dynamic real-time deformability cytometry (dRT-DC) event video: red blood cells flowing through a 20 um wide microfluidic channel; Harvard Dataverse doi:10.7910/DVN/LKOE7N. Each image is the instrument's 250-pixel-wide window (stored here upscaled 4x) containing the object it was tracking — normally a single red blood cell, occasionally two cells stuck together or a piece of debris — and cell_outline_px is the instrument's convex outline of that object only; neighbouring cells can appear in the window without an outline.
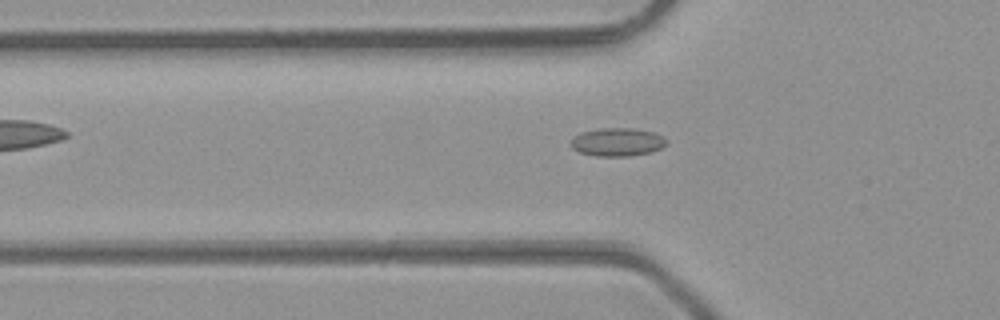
{"species": "common noctule bat (a hibernating species)", "species_latin": "Nyctalus noctula", "temperature_condition": "room temperature", "stored_images_in_passage": 34, "camera_frame_rate_fps": 3000, "um_per_image_px": 0.085, "animal": {"sex": "male", "body_mass_g": 23.1, "forearm_length_mm": 52.7}, "frame": {"image": 1, "passage_image": 2, "time_ms": 0.333, "image_size_px": [1000, 320], "cell_outline_px": [[668, 144], [652, 152], [628, 156], [596, 156], [580, 152], [572, 148], [572, 140], [580, 132], [600, 128], [632, 128], [652, 132], [664, 136], [668, 140]], "centroid_in_image_um": [52.52, 12.07], "position_along_channel_um": 73.3, "area_um2": 15.72}}
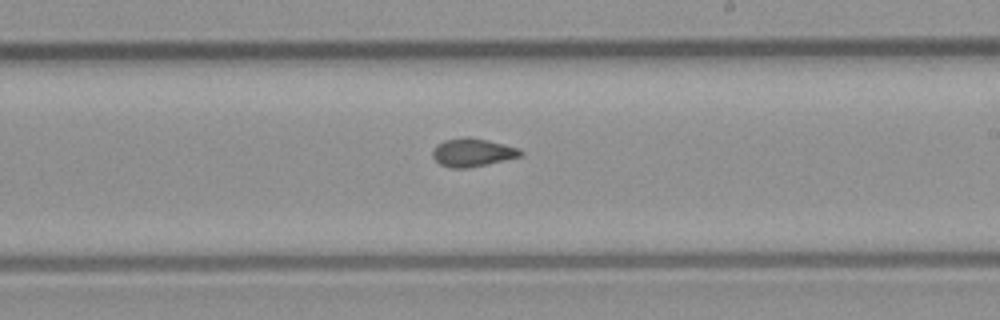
{"frame": {"image": 2, "passage_image": 14, "time_ms": 4.333, "image_size_px": [1000, 320], "cell_outline_px": [[524, 152], [520, 156], [504, 160], [468, 168], [452, 168], [440, 164], [432, 156], [432, 148], [436, 144], [444, 140], [468, 136], [504, 144], [516, 148]], "centroid_in_image_um": [40.11, 12.95], "position_along_channel_um": 248.9, "area_um2": 14.33}}
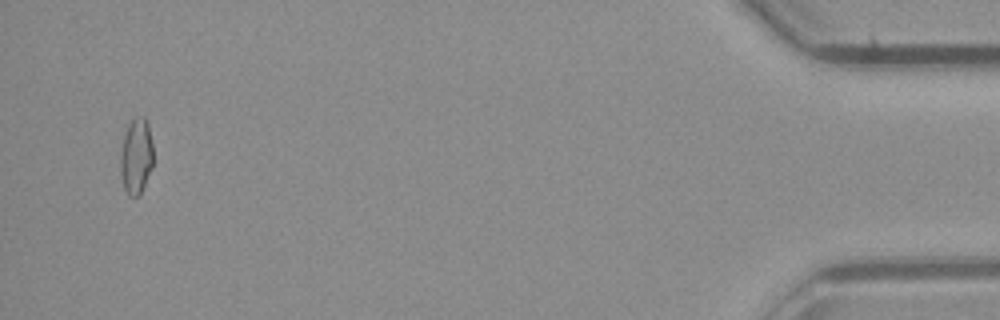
{"frame": {"image": 3, "passage_image": 32, "time_ms": 10.333, "image_size_px": [1000, 320], "cell_outline_px": [[152, 168], [140, 196], [128, 196], [124, 188], [120, 172], [120, 156], [124, 136], [128, 124], [136, 116], [144, 116], [148, 124], [152, 144]], "centroid_in_image_um": [11.57, 13.3], "position_along_channel_um": 423.6, "area_um2": 14.57}, "authors_computed_cell_mechanics": {"area_um2": 14.3633, "velocity_mm_per_s": 4.3576, "shape_relaxation_time_tau1_ms": null, "shape_relaxation_time_tau2_ms": 1.4107, "deformation_change_tau1": null, "deformation_change_tau2": 0.0734}}